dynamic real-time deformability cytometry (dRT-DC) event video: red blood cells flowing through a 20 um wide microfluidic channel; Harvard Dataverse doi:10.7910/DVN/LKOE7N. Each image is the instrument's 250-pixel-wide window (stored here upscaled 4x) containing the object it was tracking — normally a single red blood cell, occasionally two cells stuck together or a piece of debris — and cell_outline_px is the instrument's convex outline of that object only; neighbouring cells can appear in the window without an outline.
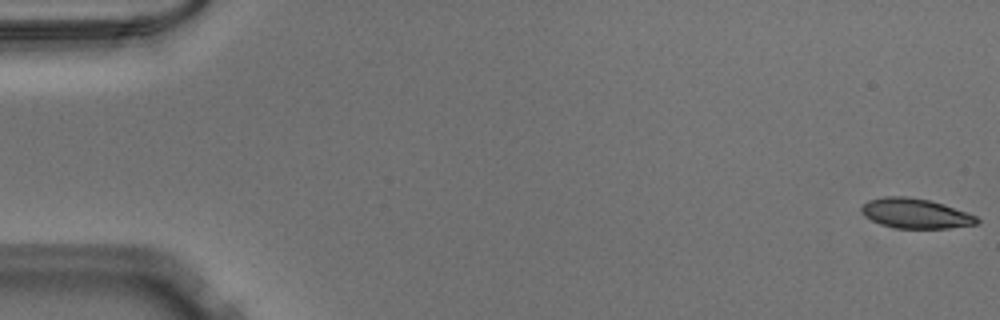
{"species": "Egyptian fruit bat (a non-hibernating species)", "species_latin": "Rousettus aegyptiacus", "temperature_condition": "warm", "stored_images_in_passage": 53, "camera_frame_rate_fps": 3000, "um_per_image_px": 0.085, "animal": {"sex": "male"}, "frame": {"image": 1, "passage_image": 1, "time_ms": 0.0, "image_size_px": [1000, 320], "cell_outline_px": [[980, 220], [976, 224], [948, 228], [896, 228], [880, 224], [872, 220], [860, 208], [868, 200], [884, 196], [908, 196], [928, 200], [944, 204], [968, 212], [976, 216]], "centroid_in_image_um": [77.85, 18.13], "position_along_channel_um": 7.2, "area_um2": 19.94}}
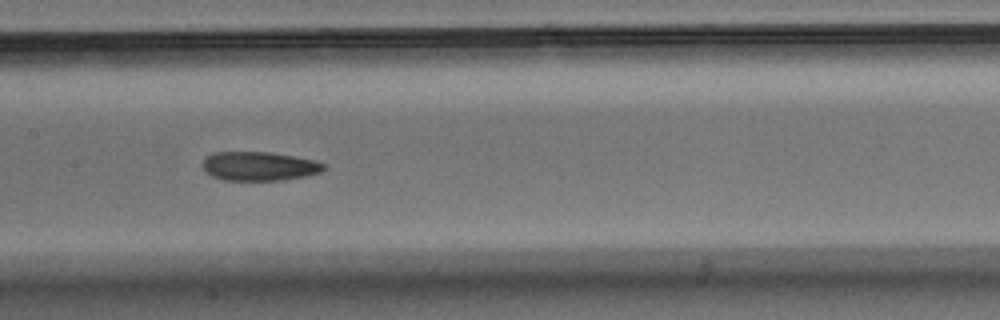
{"frame": {"image": 2, "passage_image": 26, "time_ms": 8.333, "image_size_px": [1000, 320], "cell_outline_px": [[328, 168], [320, 172], [304, 176], [284, 180], [224, 180], [212, 176], [204, 172], [200, 164], [212, 152], [268, 152], [316, 160], [324, 164]], "centroid_in_image_um": [22.01, 14.13], "position_along_channel_um": 185.4, "area_um2": 20.58}}
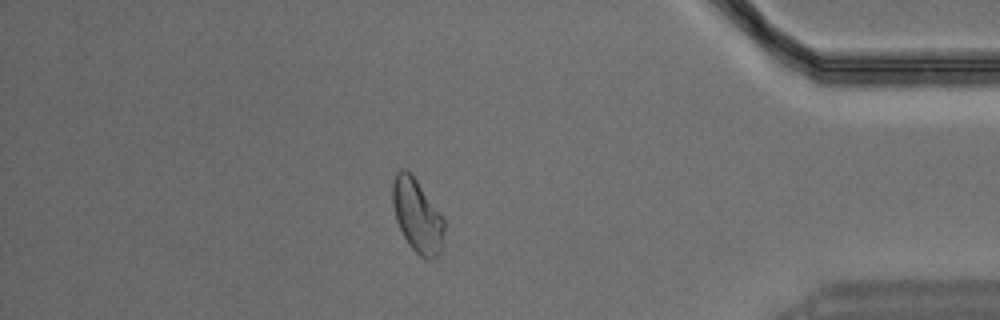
{"frame": {"image": 3, "passage_image": 45, "time_ms": 14.667, "image_size_px": [1000, 320], "cell_outline_px": [[444, 232], [440, 252], [432, 260], [428, 260], [420, 256], [408, 244], [396, 220], [392, 204], [392, 184], [396, 172], [400, 168], [404, 168], [416, 180], [444, 216]], "centroid_in_image_um": [35.46, 18.34], "position_along_channel_um": 399.7, "area_um2": 22.08}}